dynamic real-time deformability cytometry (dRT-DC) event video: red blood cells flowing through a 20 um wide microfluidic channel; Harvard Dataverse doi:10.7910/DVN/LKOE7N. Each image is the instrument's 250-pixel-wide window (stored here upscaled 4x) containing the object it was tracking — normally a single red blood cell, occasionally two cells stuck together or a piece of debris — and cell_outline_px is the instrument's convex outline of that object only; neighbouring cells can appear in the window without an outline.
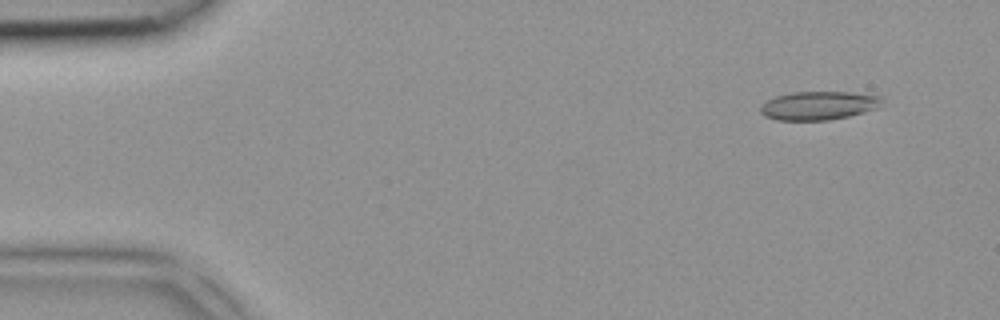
{"species": "common noctule bat (a hibernating species)", "species_latin": "Nyctalus noctula", "temperature_condition": "room temperature", "stored_images_in_passage": 4, "camera_frame_rate_fps": 3000, "um_per_image_px": 0.085, "animal": {"sex": "female", "body_mass_g": 18.4}, "frame": {"image": 1, "passage_image": 1, "time_ms": 0.0, "image_size_px": [1000, 320], "cell_outline_px": [[880, 108], [848, 116], [828, 120], [776, 120], [764, 116], [760, 112], [760, 108], [768, 100], [776, 96], [792, 92], [848, 92], [880, 96]], "centroid_in_image_um": [69.57, 8.98], "position_along_channel_um": 15.4, "area_um2": 20.06}}